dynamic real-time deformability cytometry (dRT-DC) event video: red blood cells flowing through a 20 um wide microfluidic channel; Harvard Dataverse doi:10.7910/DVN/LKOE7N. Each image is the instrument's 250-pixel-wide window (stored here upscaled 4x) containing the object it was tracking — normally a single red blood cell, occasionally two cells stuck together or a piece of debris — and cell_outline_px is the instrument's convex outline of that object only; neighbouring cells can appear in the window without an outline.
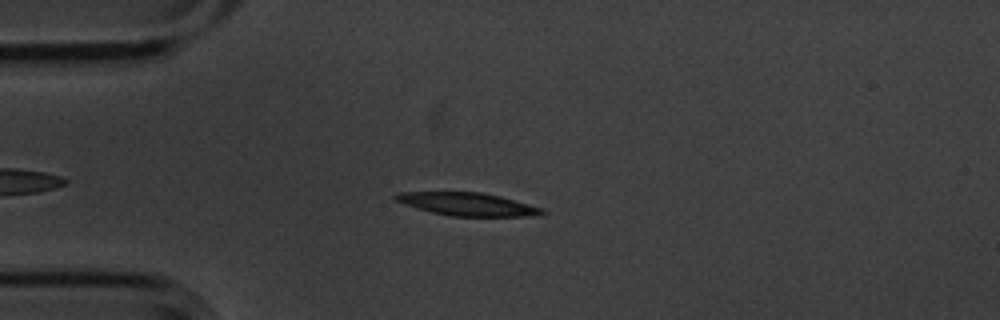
{"species": "common noctule bat (a hibernating species)", "species_latin": "Nyctalus noctula", "temperature_condition": "cold", "stored_images_in_passage": 5, "camera_frame_rate_fps": 3000, "um_per_image_px": 0.085, "animal": {"sex": "male", "body_mass_g": 20.1, "forearm_length_mm": 53.5}, "frame": {"image": 1, "passage_image": 3, "time_ms": 0.667, "image_size_px": [1000, 320], "cell_outline_px": [[548, 212], [536, 216], [452, 216], [432, 212], [404, 204], [396, 200], [392, 196], [396, 192], [480, 192], [500, 196], [544, 208]], "centroid_in_image_um": [39.77, 17.35], "position_along_channel_um": 45.2, "area_um2": 19.59}}
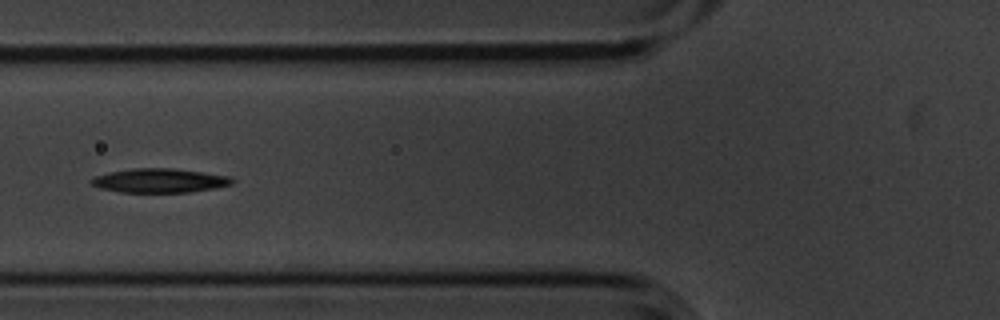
{"frame": {"image": 2, "passage_image": 5, "time_ms": 1.333, "image_size_px": [1000, 320], "cell_outline_px": [[236, 180], [232, 184], [216, 188], [188, 192], [120, 192], [100, 188], [88, 184], [88, 180], [96, 176], [112, 172], [132, 168], [176, 168], [232, 176]], "centroid_in_image_um": [13.6, 15.34], "position_along_channel_um": 112.2, "area_um2": 20.0}}